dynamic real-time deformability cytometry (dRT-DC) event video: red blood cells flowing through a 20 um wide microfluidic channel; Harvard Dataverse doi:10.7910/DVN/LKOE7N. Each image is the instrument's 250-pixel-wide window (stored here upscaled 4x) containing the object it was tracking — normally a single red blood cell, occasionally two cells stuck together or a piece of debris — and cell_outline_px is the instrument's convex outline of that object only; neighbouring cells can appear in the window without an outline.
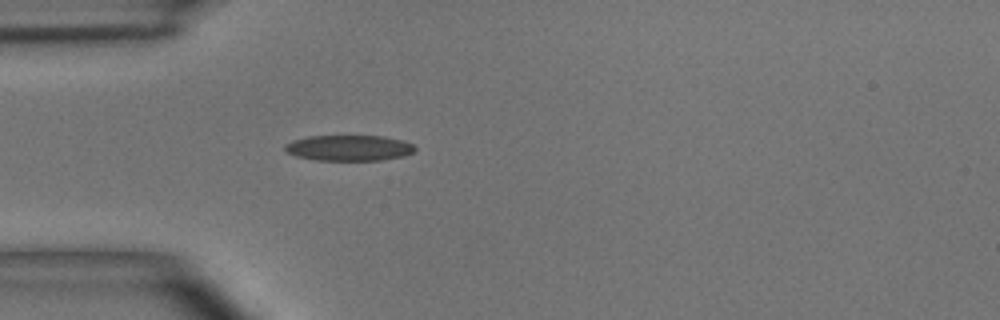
{"species": "common noctule bat (a hibernating species)", "species_latin": "Nyctalus noctula", "temperature_condition": "room temperature", "stored_images_in_passage": 3, "camera_frame_rate_fps": 3000, "um_per_image_px": 0.085, "animal": {"sex": "male", "body_mass_g": 15.6}, "frame": {"image": 1, "passage_image": 3, "time_ms": 2.333, "image_size_px": [1000, 320], "cell_outline_px": [[416, 148], [412, 152], [404, 156], [380, 160], [316, 160], [296, 156], [288, 152], [284, 148], [284, 144], [292, 140], [308, 136], [384, 136], [404, 140], [412, 144]], "centroid_in_image_um": [29.66, 12.57], "position_along_channel_um": 55.3, "area_um2": 19.48}}